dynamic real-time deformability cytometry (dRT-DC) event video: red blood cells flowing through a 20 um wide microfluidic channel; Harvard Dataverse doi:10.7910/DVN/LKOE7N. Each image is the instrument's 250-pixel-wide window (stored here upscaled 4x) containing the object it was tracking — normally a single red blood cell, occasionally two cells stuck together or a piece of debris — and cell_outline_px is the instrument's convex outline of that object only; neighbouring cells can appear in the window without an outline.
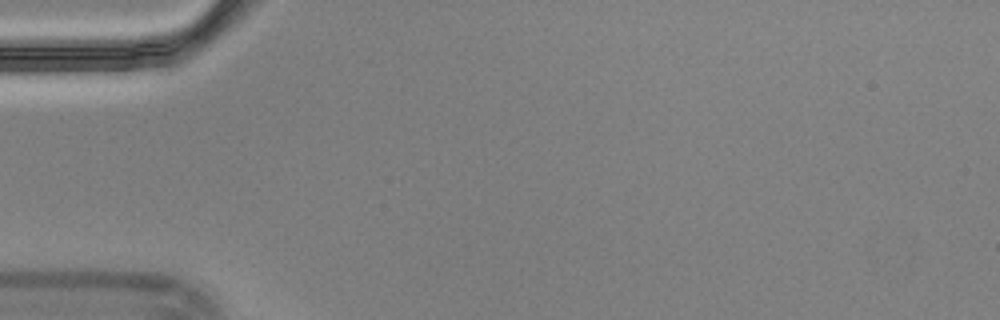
{"species": "Egyptian fruit bat (a non-hibernating species)", "species_latin": "Rousettus aegyptiacus", "temperature_condition": "cold", "stored_images_in_passage": 1, "camera_frame_rate_fps": 3000, "um_per_image_px": 0.085, "animal": {"sex": "male"}, "frame": {"image": 1, "passage_image": 1, "time_ms": 0.0, "image_size_px": [1000, 320], "cell_outline_px": [[288, 40], [256, 76], [232, 92], [220, 96], [212, 88], [224, 72], [232, 64], [268, 32], [288, 28]], "centroid_in_image_um": [21.36, 5.28], "position_along_channel_um": 63.6, "area_um2": 13.76}}